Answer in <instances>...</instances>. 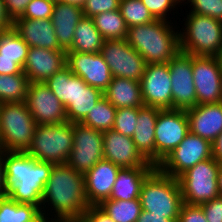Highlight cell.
<instances>
[{
  "mask_svg": "<svg viewBox=\"0 0 222 222\" xmlns=\"http://www.w3.org/2000/svg\"><path fill=\"white\" fill-rule=\"evenodd\" d=\"M186 14L179 30L180 51L217 57L222 47V21L191 12Z\"/></svg>",
  "mask_w": 222,
  "mask_h": 222,
  "instance_id": "obj_5",
  "label": "cell"
},
{
  "mask_svg": "<svg viewBox=\"0 0 222 222\" xmlns=\"http://www.w3.org/2000/svg\"><path fill=\"white\" fill-rule=\"evenodd\" d=\"M83 17L81 6L55 2L51 21L58 43L64 50L67 51L73 44L75 28Z\"/></svg>",
  "mask_w": 222,
  "mask_h": 222,
  "instance_id": "obj_24",
  "label": "cell"
},
{
  "mask_svg": "<svg viewBox=\"0 0 222 222\" xmlns=\"http://www.w3.org/2000/svg\"><path fill=\"white\" fill-rule=\"evenodd\" d=\"M119 6L120 0H85L81 8L84 16L93 18L100 13L118 10Z\"/></svg>",
  "mask_w": 222,
  "mask_h": 222,
  "instance_id": "obj_41",
  "label": "cell"
},
{
  "mask_svg": "<svg viewBox=\"0 0 222 222\" xmlns=\"http://www.w3.org/2000/svg\"><path fill=\"white\" fill-rule=\"evenodd\" d=\"M89 207L85 175L67 163L53 165L42 195L41 213L45 222H68L79 218Z\"/></svg>",
  "mask_w": 222,
  "mask_h": 222,
  "instance_id": "obj_1",
  "label": "cell"
},
{
  "mask_svg": "<svg viewBox=\"0 0 222 222\" xmlns=\"http://www.w3.org/2000/svg\"><path fill=\"white\" fill-rule=\"evenodd\" d=\"M103 157L121 168L154 166L138 152L132 137L114 129L103 132Z\"/></svg>",
  "mask_w": 222,
  "mask_h": 222,
  "instance_id": "obj_18",
  "label": "cell"
},
{
  "mask_svg": "<svg viewBox=\"0 0 222 222\" xmlns=\"http://www.w3.org/2000/svg\"><path fill=\"white\" fill-rule=\"evenodd\" d=\"M207 222H222V196L219 195L211 201L200 204Z\"/></svg>",
  "mask_w": 222,
  "mask_h": 222,
  "instance_id": "obj_43",
  "label": "cell"
},
{
  "mask_svg": "<svg viewBox=\"0 0 222 222\" xmlns=\"http://www.w3.org/2000/svg\"><path fill=\"white\" fill-rule=\"evenodd\" d=\"M178 27L174 22L156 19L129 27L126 40L147 64H164L180 51Z\"/></svg>",
  "mask_w": 222,
  "mask_h": 222,
  "instance_id": "obj_3",
  "label": "cell"
},
{
  "mask_svg": "<svg viewBox=\"0 0 222 222\" xmlns=\"http://www.w3.org/2000/svg\"><path fill=\"white\" fill-rule=\"evenodd\" d=\"M25 104L37 125L67 122L64 105L44 82H29Z\"/></svg>",
  "mask_w": 222,
  "mask_h": 222,
  "instance_id": "obj_14",
  "label": "cell"
},
{
  "mask_svg": "<svg viewBox=\"0 0 222 222\" xmlns=\"http://www.w3.org/2000/svg\"><path fill=\"white\" fill-rule=\"evenodd\" d=\"M155 168V166L121 168L118 172L109 199L134 200L139 198L143 181Z\"/></svg>",
  "mask_w": 222,
  "mask_h": 222,
  "instance_id": "obj_25",
  "label": "cell"
},
{
  "mask_svg": "<svg viewBox=\"0 0 222 222\" xmlns=\"http://www.w3.org/2000/svg\"><path fill=\"white\" fill-rule=\"evenodd\" d=\"M54 5L50 0H31L20 19H51Z\"/></svg>",
  "mask_w": 222,
  "mask_h": 222,
  "instance_id": "obj_39",
  "label": "cell"
},
{
  "mask_svg": "<svg viewBox=\"0 0 222 222\" xmlns=\"http://www.w3.org/2000/svg\"><path fill=\"white\" fill-rule=\"evenodd\" d=\"M104 41L93 18L84 16L75 28L73 44L66 52L100 53Z\"/></svg>",
  "mask_w": 222,
  "mask_h": 222,
  "instance_id": "obj_28",
  "label": "cell"
},
{
  "mask_svg": "<svg viewBox=\"0 0 222 222\" xmlns=\"http://www.w3.org/2000/svg\"><path fill=\"white\" fill-rule=\"evenodd\" d=\"M120 169L111 161L103 159L85 174V195L89 206H98L110 198Z\"/></svg>",
  "mask_w": 222,
  "mask_h": 222,
  "instance_id": "obj_20",
  "label": "cell"
},
{
  "mask_svg": "<svg viewBox=\"0 0 222 222\" xmlns=\"http://www.w3.org/2000/svg\"><path fill=\"white\" fill-rule=\"evenodd\" d=\"M66 108L73 103L76 94V75L67 66L44 82Z\"/></svg>",
  "mask_w": 222,
  "mask_h": 222,
  "instance_id": "obj_31",
  "label": "cell"
},
{
  "mask_svg": "<svg viewBox=\"0 0 222 222\" xmlns=\"http://www.w3.org/2000/svg\"><path fill=\"white\" fill-rule=\"evenodd\" d=\"M177 222H207V220L200 205H189L183 203Z\"/></svg>",
  "mask_w": 222,
  "mask_h": 222,
  "instance_id": "obj_42",
  "label": "cell"
},
{
  "mask_svg": "<svg viewBox=\"0 0 222 222\" xmlns=\"http://www.w3.org/2000/svg\"><path fill=\"white\" fill-rule=\"evenodd\" d=\"M136 222H177V221L171 218H166L165 215H151V212L142 210Z\"/></svg>",
  "mask_w": 222,
  "mask_h": 222,
  "instance_id": "obj_47",
  "label": "cell"
},
{
  "mask_svg": "<svg viewBox=\"0 0 222 222\" xmlns=\"http://www.w3.org/2000/svg\"><path fill=\"white\" fill-rule=\"evenodd\" d=\"M172 109L187 110L197 105L192 55L179 51L169 62Z\"/></svg>",
  "mask_w": 222,
  "mask_h": 222,
  "instance_id": "obj_13",
  "label": "cell"
},
{
  "mask_svg": "<svg viewBox=\"0 0 222 222\" xmlns=\"http://www.w3.org/2000/svg\"><path fill=\"white\" fill-rule=\"evenodd\" d=\"M115 116L116 108L103 96L81 124L105 132L113 129Z\"/></svg>",
  "mask_w": 222,
  "mask_h": 222,
  "instance_id": "obj_35",
  "label": "cell"
},
{
  "mask_svg": "<svg viewBox=\"0 0 222 222\" xmlns=\"http://www.w3.org/2000/svg\"><path fill=\"white\" fill-rule=\"evenodd\" d=\"M12 28L29 47L64 50L58 43L51 19L17 18Z\"/></svg>",
  "mask_w": 222,
  "mask_h": 222,
  "instance_id": "obj_22",
  "label": "cell"
},
{
  "mask_svg": "<svg viewBox=\"0 0 222 222\" xmlns=\"http://www.w3.org/2000/svg\"><path fill=\"white\" fill-rule=\"evenodd\" d=\"M158 107H138L137 124L132 140L142 157L155 166V124L158 118Z\"/></svg>",
  "mask_w": 222,
  "mask_h": 222,
  "instance_id": "obj_23",
  "label": "cell"
},
{
  "mask_svg": "<svg viewBox=\"0 0 222 222\" xmlns=\"http://www.w3.org/2000/svg\"><path fill=\"white\" fill-rule=\"evenodd\" d=\"M68 222H87L82 216L79 218H74L72 220H69Z\"/></svg>",
  "mask_w": 222,
  "mask_h": 222,
  "instance_id": "obj_53",
  "label": "cell"
},
{
  "mask_svg": "<svg viewBox=\"0 0 222 222\" xmlns=\"http://www.w3.org/2000/svg\"><path fill=\"white\" fill-rule=\"evenodd\" d=\"M81 216L87 222H115L99 206H89Z\"/></svg>",
  "mask_w": 222,
  "mask_h": 222,
  "instance_id": "obj_45",
  "label": "cell"
},
{
  "mask_svg": "<svg viewBox=\"0 0 222 222\" xmlns=\"http://www.w3.org/2000/svg\"><path fill=\"white\" fill-rule=\"evenodd\" d=\"M221 94H222V72H221Z\"/></svg>",
  "mask_w": 222,
  "mask_h": 222,
  "instance_id": "obj_56",
  "label": "cell"
},
{
  "mask_svg": "<svg viewBox=\"0 0 222 222\" xmlns=\"http://www.w3.org/2000/svg\"><path fill=\"white\" fill-rule=\"evenodd\" d=\"M73 134V148L67 164L85 175L98 161L104 159L103 132L73 123Z\"/></svg>",
  "mask_w": 222,
  "mask_h": 222,
  "instance_id": "obj_12",
  "label": "cell"
},
{
  "mask_svg": "<svg viewBox=\"0 0 222 222\" xmlns=\"http://www.w3.org/2000/svg\"><path fill=\"white\" fill-rule=\"evenodd\" d=\"M217 58H218V60H219V63H220V65H221V68H222V47H221V50H220Z\"/></svg>",
  "mask_w": 222,
  "mask_h": 222,
  "instance_id": "obj_54",
  "label": "cell"
},
{
  "mask_svg": "<svg viewBox=\"0 0 222 222\" xmlns=\"http://www.w3.org/2000/svg\"><path fill=\"white\" fill-rule=\"evenodd\" d=\"M50 1H53L54 3H55V2H60V0H50Z\"/></svg>",
  "mask_w": 222,
  "mask_h": 222,
  "instance_id": "obj_57",
  "label": "cell"
},
{
  "mask_svg": "<svg viewBox=\"0 0 222 222\" xmlns=\"http://www.w3.org/2000/svg\"><path fill=\"white\" fill-rule=\"evenodd\" d=\"M66 66L83 81L104 92L112 79V74L100 53L66 52Z\"/></svg>",
  "mask_w": 222,
  "mask_h": 222,
  "instance_id": "obj_17",
  "label": "cell"
},
{
  "mask_svg": "<svg viewBox=\"0 0 222 222\" xmlns=\"http://www.w3.org/2000/svg\"><path fill=\"white\" fill-rule=\"evenodd\" d=\"M37 123L25 101L0 104V149L26 151Z\"/></svg>",
  "mask_w": 222,
  "mask_h": 222,
  "instance_id": "obj_7",
  "label": "cell"
},
{
  "mask_svg": "<svg viewBox=\"0 0 222 222\" xmlns=\"http://www.w3.org/2000/svg\"><path fill=\"white\" fill-rule=\"evenodd\" d=\"M192 69L197 105L221 102L222 68L218 58L192 55Z\"/></svg>",
  "mask_w": 222,
  "mask_h": 222,
  "instance_id": "obj_15",
  "label": "cell"
},
{
  "mask_svg": "<svg viewBox=\"0 0 222 222\" xmlns=\"http://www.w3.org/2000/svg\"><path fill=\"white\" fill-rule=\"evenodd\" d=\"M28 85L29 80L24 73L0 74V104L25 101Z\"/></svg>",
  "mask_w": 222,
  "mask_h": 222,
  "instance_id": "obj_34",
  "label": "cell"
},
{
  "mask_svg": "<svg viewBox=\"0 0 222 222\" xmlns=\"http://www.w3.org/2000/svg\"><path fill=\"white\" fill-rule=\"evenodd\" d=\"M93 21L105 40L127 38L128 27L119 9L95 15Z\"/></svg>",
  "mask_w": 222,
  "mask_h": 222,
  "instance_id": "obj_30",
  "label": "cell"
},
{
  "mask_svg": "<svg viewBox=\"0 0 222 222\" xmlns=\"http://www.w3.org/2000/svg\"><path fill=\"white\" fill-rule=\"evenodd\" d=\"M103 96L116 109L144 106L140 82L132 79L112 77L107 89L103 92Z\"/></svg>",
  "mask_w": 222,
  "mask_h": 222,
  "instance_id": "obj_26",
  "label": "cell"
},
{
  "mask_svg": "<svg viewBox=\"0 0 222 222\" xmlns=\"http://www.w3.org/2000/svg\"><path fill=\"white\" fill-rule=\"evenodd\" d=\"M73 123L37 125L26 152L41 162L65 164L73 148Z\"/></svg>",
  "mask_w": 222,
  "mask_h": 222,
  "instance_id": "obj_6",
  "label": "cell"
},
{
  "mask_svg": "<svg viewBox=\"0 0 222 222\" xmlns=\"http://www.w3.org/2000/svg\"><path fill=\"white\" fill-rule=\"evenodd\" d=\"M28 50L29 45L13 28L0 32V59L13 60L23 68Z\"/></svg>",
  "mask_w": 222,
  "mask_h": 222,
  "instance_id": "obj_32",
  "label": "cell"
},
{
  "mask_svg": "<svg viewBox=\"0 0 222 222\" xmlns=\"http://www.w3.org/2000/svg\"><path fill=\"white\" fill-rule=\"evenodd\" d=\"M213 158L222 164V132L212 142Z\"/></svg>",
  "mask_w": 222,
  "mask_h": 222,
  "instance_id": "obj_49",
  "label": "cell"
},
{
  "mask_svg": "<svg viewBox=\"0 0 222 222\" xmlns=\"http://www.w3.org/2000/svg\"><path fill=\"white\" fill-rule=\"evenodd\" d=\"M139 200L142 210L178 221L183 198L178 178L163 174L157 167L143 181Z\"/></svg>",
  "mask_w": 222,
  "mask_h": 222,
  "instance_id": "obj_4",
  "label": "cell"
},
{
  "mask_svg": "<svg viewBox=\"0 0 222 222\" xmlns=\"http://www.w3.org/2000/svg\"><path fill=\"white\" fill-rule=\"evenodd\" d=\"M103 97V92L89 86L83 79L76 75V94L73 103L66 109L67 121L81 123L96 103Z\"/></svg>",
  "mask_w": 222,
  "mask_h": 222,
  "instance_id": "obj_27",
  "label": "cell"
},
{
  "mask_svg": "<svg viewBox=\"0 0 222 222\" xmlns=\"http://www.w3.org/2000/svg\"><path fill=\"white\" fill-rule=\"evenodd\" d=\"M189 132L213 142L222 132V101L196 105L186 110Z\"/></svg>",
  "mask_w": 222,
  "mask_h": 222,
  "instance_id": "obj_21",
  "label": "cell"
},
{
  "mask_svg": "<svg viewBox=\"0 0 222 222\" xmlns=\"http://www.w3.org/2000/svg\"><path fill=\"white\" fill-rule=\"evenodd\" d=\"M145 106L172 109V85L169 64H147L140 80Z\"/></svg>",
  "mask_w": 222,
  "mask_h": 222,
  "instance_id": "obj_16",
  "label": "cell"
},
{
  "mask_svg": "<svg viewBox=\"0 0 222 222\" xmlns=\"http://www.w3.org/2000/svg\"><path fill=\"white\" fill-rule=\"evenodd\" d=\"M100 54L108 64L112 77L140 82L147 66L144 58L126 39L105 40Z\"/></svg>",
  "mask_w": 222,
  "mask_h": 222,
  "instance_id": "obj_11",
  "label": "cell"
},
{
  "mask_svg": "<svg viewBox=\"0 0 222 222\" xmlns=\"http://www.w3.org/2000/svg\"><path fill=\"white\" fill-rule=\"evenodd\" d=\"M23 73V68L13 60L0 59V74H18Z\"/></svg>",
  "mask_w": 222,
  "mask_h": 222,
  "instance_id": "obj_46",
  "label": "cell"
},
{
  "mask_svg": "<svg viewBox=\"0 0 222 222\" xmlns=\"http://www.w3.org/2000/svg\"><path fill=\"white\" fill-rule=\"evenodd\" d=\"M62 3H69V4H76L82 7L84 4L85 0H60Z\"/></svg>",
  "mask_w": 222,
  "mask_h": 222,
  "instance_id": "obj_52",
  "label": "cell"
},
{
  "mask_svg": "<svg viewBox=\"0 0 222 222\" xmlns=\"http://www.w3.org/2000/svg\"><path fill=\"white\" fill-rule=\"evenodd\" d=\"M212 157V143L189 132L157 168L163 174L178 178L198 162Z\"/></svg>",
  "mask_w": 222,
  "mask_h": 222,
  "instance_id": "obj_10",
  "label": "cell"
},
{
  "mask_svg": "<svg viewBox=\"0 0 222 222\" xmlns=\"http://www.w3.org/2000/svg\"><path fill=\"white\" fill-rule=\"evenodd\" d=\"M185 4L183 6L191 8L186 12L205 15L222 21V0H187Z\"/></svg>",
  "mask_w": 222,
  "mask_h": 222,
  "instance_id": "obj_38",
  "label": "cell"
},
{
  "mask_svg": "<svg viewBox=\"0 0 222 222\" xmlns=\"http://www.w3.org/2000/svg\"><path fill=\"white\" fill-rule=\"evenodd\" d=\"M0 222H45L41 210L33 204L17 203L0 197Z\"/></svg>",
  "mask_w": 222,
  "mask_h": 222,
  "instance_id": "obj_29",
  "label": "cell"
},
{
  "mask_svg": "<svg viewBox=\"0 0 222 222\" xmlns=\"http://www.w3.org/2000/svg\"><path fill=\"white\" fill-rule=\"evenodd\" d=\"M138 108H117L113 129L132 137L137 124Z\"/></svg>",
  "mask_w": 222,
  "mask_h": 222,
  "instance_id": "obj_37",
  "label": "cell"
},
{
  "mask_svg": "<svg viewBox=\"0 0 222 222\" xmlns=\"http://www.w3.org/2000/svg\"><path fill=\"white\" fill-rule=\"evenodd\" d=\"M5 196L3 151L0 149V197Z\"/></svg>",
  "mask_w": 222,
  "mask_h": 222,
  "instance_id": "obj_50",
  "label": "cell"
},
{
  "mask_svg": "<svg viewBox=\"0 0 222 222\" xmlns=\"http://www.w3.org/2000/svg\"><path fill=\"white\" fill-rule=\"evenodd\" d=\"M115 222H136L142 206L139 198L134 200H104L98 205Z\"/></svg>",
  "mask_w": 222,
  "mask_h": 222,
  "instance_id": "obj_33",
  "label": "cell"
},
{
  "mask_svg": "<svg viewBox=\"0 0 222 222\" xmlns=\"http://www.w3.org/2000/svg\"><path fill=\"white\" fill-rule=\"evenodd\" d=\"M178 3V6L183 7L182 5H185V3L187 2V0H175Z\"/></svg>",
  "mask_w": 222,
  "mask_h": 222,
  "instance_id": "obj_55",
  "label": "cell"
},
{
  "mask_svg": "<svg viewBox=\"0 0 222 222\" xmlns=\"http://www.w3.org/2000/svg\"><path fill=\"white\" fill-rule=\"evenodd\" d=\"M66 66V50L29 47L23 73L29 82H45Z\"/></svg>",
  "mask_w": 222,
  "mask_h": 222,
  "instance_id": "obj_19",
  "label": "cell"
},
{
  "mask_svg": "<svg viewBox=\"0 0 222 222\" xmlns=\"http://www.w3.org/2000/svg\"><path fill=\"white\" fill-rule=\"evenodd\" d=\"M13 21L8 16L5 8V3L0 0V32L12 29Z\"/></svg>",
  "mask_w": 222,
  "mask_h": 222,
  "instance_id": "obj_48",
  "label": "cell"
},
{
  "mask_svg": "<svg viewBox=\"0 0 222 222\" xmlns=\"http://www.w3.org/2000/svg\"><path fill=\"white\" fill-rule=\"evenodd\" d=\"M189 133L186 110L161 109L155 124V167H157Z\"/></svg>",
  "mask_w": 222,
  "mask_h": 222,
  "instance_id": "obj_9",
  "label": "cell"
},
{
  "mask_svg": "<svg viewBox=\"0 0 222 222\" xmlns=\"http://www.w3.org/2000/svg\"><path fill=\"white\" fill-rule=\"evenodd\" d=\"M8 16L12 21L23 16L25 8L31 0H3Z\"/></svg>",
  "mask_w": 222,
  "mask_h": 222,
  "instance_id": "obj_44",
  "label": "cell"
},
{
  "mask_svg": "<svg viewBox=\"0 0 222 222\" xmlns=\"http://www.w3.org/2000/svg\"><path fill=\"white\" fill-rule=\"evenodd\" d=\"M119 10L128 28L156 20L141 0H120Z\"/></svg>",
  "mask_w": 222,
  "mask_h": 222,
  "instance_id": "obj_36",
  "label": "cell"
},
{
  "mask_svg": "<svg viewBox=\"0 0 222 222\" xmlns=\"http://www.w3.org/2000/svg\"><path fill=\"white\" fill-rule=\"evenodd\" d=\"M149 12L156 18L172 22L171 11L178 10V3L175 0H141ZM168 13V14H167ZM169 16V17H168Z\"/></svg>",
  "mask_w": 222,
  "mask_h": 222,
  "instance_id": "obj_40",
  "label": "cell"
},
{
  "mask_svg": "<svg viewBox=\"0 0 222 222\" xmlns=\"http://www.w3.org/2000/svg\"><path fill=\"white\" fill-rule=\"evenodd\" d=\"M5 196L17 203L41 207L53 163L34 159L26 151H3Z\"/></svg>",
  "mask_w": 222,
  "mask_h": 222,
  "instance_id": "obj_2",
  "label": "cell"
},
{
  "mask_svg": "<svg viewBox=\"0 0 222 222\" xmlns=\"http://www.w3.org/2000/svg\"><path fill=\"white\" fill-rule=\"evenodd\" d=\"M217 182H218L219 194L222 196V164H220V167H219Z\"/></svg>",
  "mask_w": 222,
  "mask_h": 222,
  "instance_id": "obj_51",
  "label": "cell"
},
{
  "mask_svg": "<svg viewBox=\"0 0 222 222\" xmlns=\"http://www.w3.org/2000/svg\"><path fill=\"white\" fill-rule=\"evenodd\" d=\"M220 164L212 157L198 162L178 177L183 203L200 205L220 195L217 182Z\"/></svg>",
  "mask_w": 222,
  "mask_h": 222,
  "instance_id": "obj_8",
  "label": "cell"
}]
</instances>
